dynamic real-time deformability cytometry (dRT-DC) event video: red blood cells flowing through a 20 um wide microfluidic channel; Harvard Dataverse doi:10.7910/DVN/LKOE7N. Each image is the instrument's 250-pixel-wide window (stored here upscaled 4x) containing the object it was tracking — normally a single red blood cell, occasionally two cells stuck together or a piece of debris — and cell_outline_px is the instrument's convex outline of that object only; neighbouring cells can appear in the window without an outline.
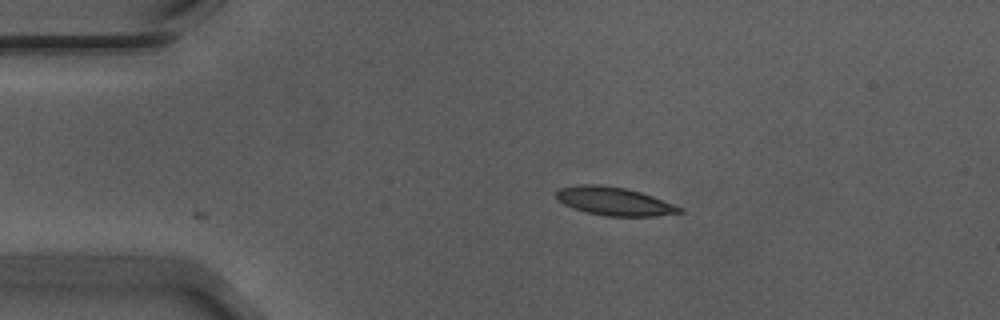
{"species": "Egyptian fruit bat (a non-hibernating species)", "species_latin": "Rousettus aegyptiacus", "temperature_condition": "warm", "stored_images_in_passage": 28, "camera_frame_rate_fps": 3000, "um_per_image_px": 0.085, "animal": {"sex": "male"}, "frame": {"image": 1, "passage_image": 1, "time_ms": 0.0, "image_size_px": [1000, 320], "cell_outline_px": [[684, 212], [656, 216], [604, 216], [572, 208], [556, 200], [556, 192], [560, 188], [576, 184], [596, 184], [624, 188], [640, 192], [652, 196], [684, 208]], "centroid_in_image_um": [52.19, 17.11], "position_along_channel_um": 32.8, "area_um2": 20.35}}
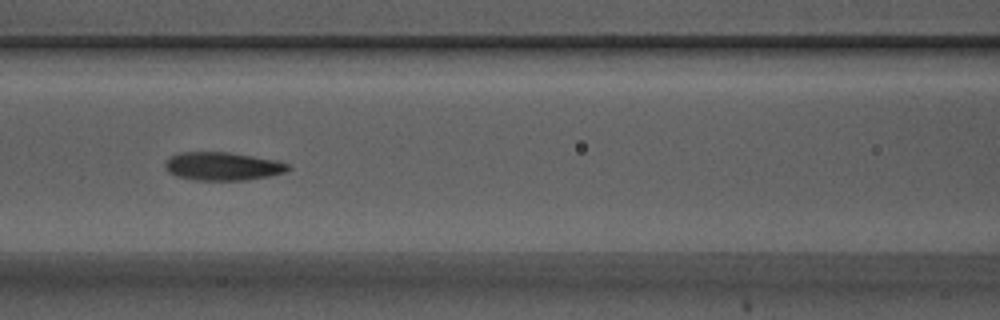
{"frame": {"image": 2, "passage_image": 14, "time_ms": 4.333, "image_size_px": [1000, 320], "cell_outline_px": [[292, 168], [284, 172], [268, 176], [248, 180], [196, 180], [176, 176], [168, 172], [164, 168], [164, 164], [172, 156], [180, 152], [228, 152], [276, 160], [288, 164]], "centroid_in_image_um": [18.92, 14.13], "position_along_channel_um": 147.7, "area_um2": 20.17}}
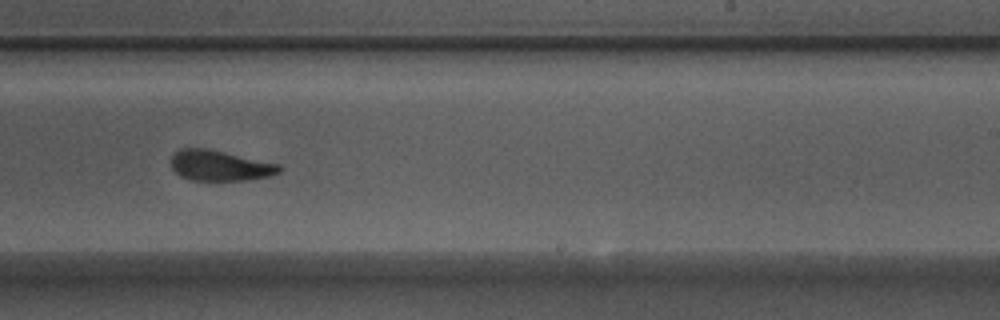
{"frame": {"image": 3, "passage_image": 24, "time_ms": 7.667, "image_size_px": [1000, 320], "cell_outline_px": [[284, 168], [280, 172], [272, 176], [244, 180], [192, 180], [180, 176], [172, 168], [172, 156], [180, 148], [208, 148], [280, 164]], "centroid_in_image_um": [18.73, 14.07], "position_along_channel_um": 270.3, "area_um2": 19.31}}